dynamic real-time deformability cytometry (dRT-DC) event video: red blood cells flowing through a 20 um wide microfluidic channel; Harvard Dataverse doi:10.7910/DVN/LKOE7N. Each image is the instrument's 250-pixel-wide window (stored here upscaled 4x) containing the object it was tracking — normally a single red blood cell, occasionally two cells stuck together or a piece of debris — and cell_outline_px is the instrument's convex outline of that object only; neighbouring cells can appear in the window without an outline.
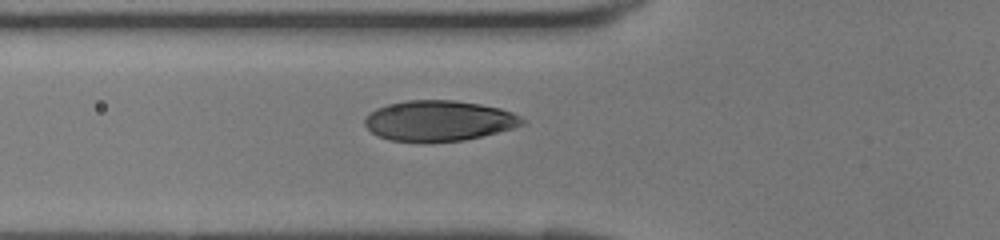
{"species": "human", "species_latin": "Homo sapiens", "temperature_condition": "room temperature", "stored_images_in_passage": 32, "camera_frame_rate_fps": 3000, "um_per_image_px": 0.085, "donor": {"sex": "female"}, "frame": {"image": 1, "passage_image": 8, "time_ms": 2.333, "image_size_px": [1000, 240], "cell_outline_px": [[524, 124], [512, 128], [464, 140], [428, 144], [424, 144], [388, 140], [376, 136], [364, 124], [364, 120], [368, 112], [376, 108], [388, 104], [408, 100], [456, 100], [480, 104], [500, 108], [512, 112], [520, 116], [524, 120]], "centroid_in_image_um": [37.24, 10.29], "position_along_channel_um": 88.6, "area_um2": 37.8}}
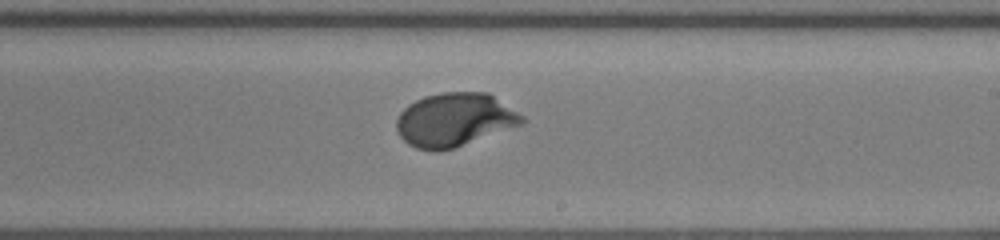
{"frame": {"image": 2, "passage_image": 18, "time_ms": 5.667, "image_size_px": [1000, 240], "cell_outline_px": [[528, 120], [520, 124], [452, 148], [416, 148], [408, 144], [400, 136], [396, 128], [396, 120], [400, 112], [408, 104], [424, 96], [440, 92], [488, 92], [524, 116]], "centroid_in_image_um": [38.62, 10.13], "position_along_channel_um": 250.4, "area_um2": 38.32}}
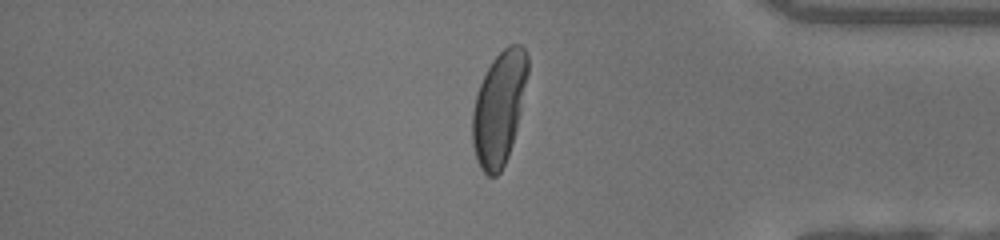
{"frame": {"image": 3, "passage_image": 28, "time_ms": 9.0, "image_size_px": [1000, 240], "cell_outline_px": [[528, 72], [516, 128], [512, 144], [508, 156], [500, 172], [496, 176], [488, 176], [480, 168], [476, 160], [472, 144], [472, 112], [476, 96], [480, 84], [492, 60], [508, 44], [520, 44], [524, 48], [528, 56]], "centroid_in_image_um": [42.4, 9.2], "position_along_channel_um": 392.8, "area_um2": 36.18}}